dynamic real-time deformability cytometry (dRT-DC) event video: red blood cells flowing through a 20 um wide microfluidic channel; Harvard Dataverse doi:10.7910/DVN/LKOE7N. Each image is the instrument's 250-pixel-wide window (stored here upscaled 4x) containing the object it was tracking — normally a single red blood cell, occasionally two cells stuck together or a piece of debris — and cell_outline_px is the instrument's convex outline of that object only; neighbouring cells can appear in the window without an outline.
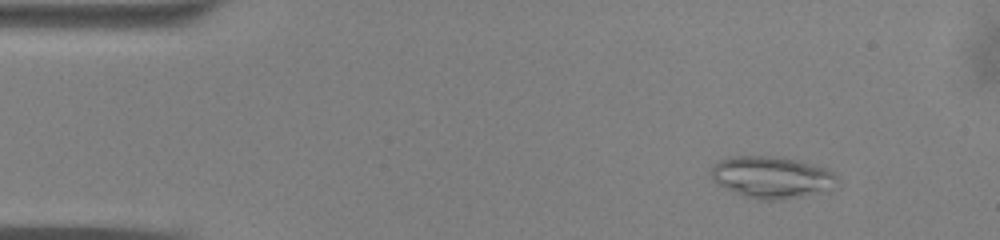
{"species": "common noctule bat (a hibernating species)", "species_latin": "Nyctalus noctula", "temperature_condition": "warm", "stored_images_in_passage": 50, "camera_frame_rate_fps": 3000, "um_per_image_px": 0.085, "animal": {"sex": "male", "body_mass_g": 13.0, "forearm_length_mm": 53.1}, "frame": {"image": 1, "passage_image": 6, "time_ms": 1.667, "image_size_px": [1000, 240], "cell_outline_px": [[840, 188], [800, 196], [772, 200], [760, 200], [744, 196], [724, 188], [716, 184], [712, 180], [712, 168], [716, 160], [728, 156], [780, 156], [828, 168], [840, 180]], "centroid_in_image_um": [65.62, 15.05], "position_along_channel_um": 19.4, "area_um2": 31.21}}
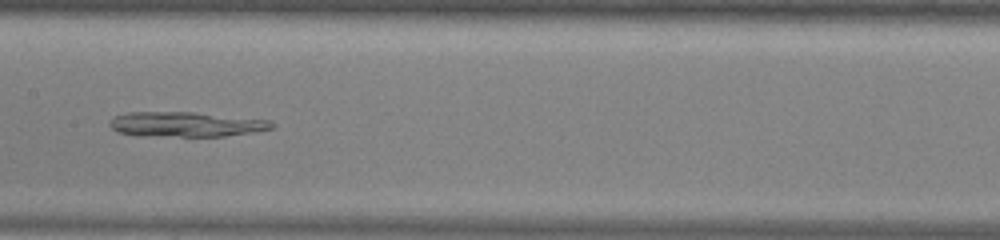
{"frame": {"image": 2, "passage_image": 25, "time_ms": 8.0, "image_size_px": [1000, 240], "cell_outline_px": [[276, 124], [272, 128], [252, 132], [224, 136], [136, 136], [116, 132], [108, 124], [116, 116], [128, 112], [192, 112], [272, 120]], "centroid_in_image_um": [15.79, 10.57], "position_along_channel_um": 191.6, "area_um2": 23.58}}
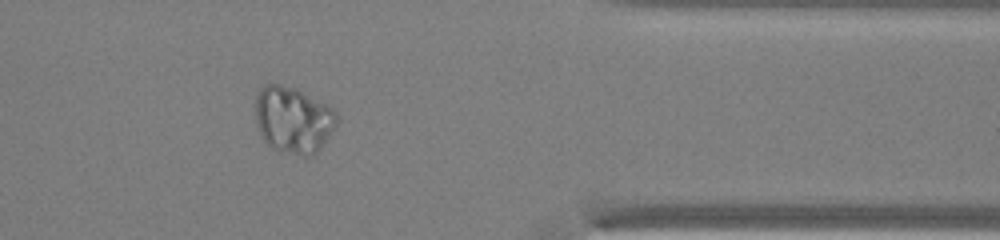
{"frame": {"image": 3, "passage_image": 41, "time_ms": 13.333, "image_size_px": [1000, 240], "cell_outline_px": [[340, 120], [336, 128], [320, 148], [312, 156], [304, 156], [280, 152], [272, 148], [264, 140], [256, 124], [256, 92], [264, 84], [280, 84], [296, 88], [332, 108], [340, 116]], "centroid_in_image_um": [24.94, 10.19], "position_along_channel_um": 386.5, "area_um2": 31.96}}